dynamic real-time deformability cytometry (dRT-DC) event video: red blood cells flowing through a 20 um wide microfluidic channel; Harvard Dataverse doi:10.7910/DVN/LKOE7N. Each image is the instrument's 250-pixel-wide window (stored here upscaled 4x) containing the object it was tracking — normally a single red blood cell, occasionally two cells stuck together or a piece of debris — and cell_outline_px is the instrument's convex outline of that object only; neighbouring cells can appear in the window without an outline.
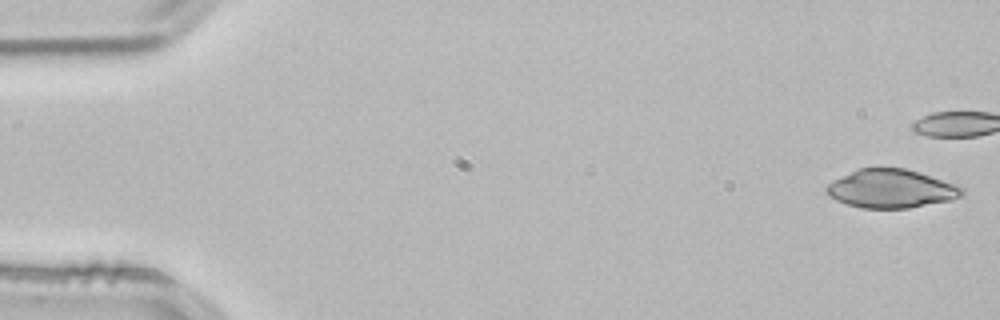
{"species": "common noctule bat (a hibernating species)", "species_latin": "Nyctalus noctula", "temperature_condition": "room temperature", "stored_images_in_passage": 41, "camera_frame_rate_fps": 3000, "um_per_image_px": 0.085, "animal": {"sex": "male", "body_mass_g": 21.5, "forearm_length_mm": 52.0}, "frame": {"image": 1, "passage_image": 1, "time_ms": 0.0, "image_size_px": [1000, 320], "cell_outline_px": [[964, 192], [960, 196], [952, 200], [908, 208], [860, 208], [836, 200], [824, 188], [832, 180], [860, 168], [880, 164], [904, 168], [956, 184], [964, 188]], "centroid_in_image_um": [75.74, 16.01], "position_along_channel_um": 9.3, "area_um2": 30.75}}